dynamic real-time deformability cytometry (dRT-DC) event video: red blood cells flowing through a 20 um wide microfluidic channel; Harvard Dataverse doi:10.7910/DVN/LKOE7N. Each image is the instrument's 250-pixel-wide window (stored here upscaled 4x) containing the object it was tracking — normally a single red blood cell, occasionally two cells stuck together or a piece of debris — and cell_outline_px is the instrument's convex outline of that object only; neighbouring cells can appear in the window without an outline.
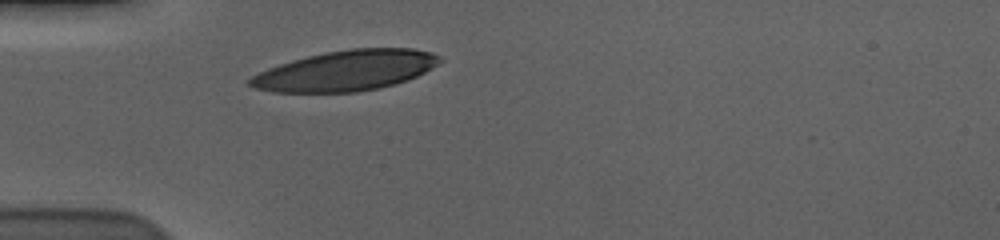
{"species": "human", "species_latin": "Homo sapiens", "temperature_condition": "cold", "stored_images_in_passage": 30, "camera_frame_rate_fps": 3000, "um_per_image_px": 0.085, "donor": {"sex": "male"}, "frame": {"image": 1, "passage_image": 1, "time_ms": 0.0, "image_size_px": [1000, 240], "cell_outline_px": [[444, 60], [432, 68], [408, 80], [396, 84], [380, 88], [356, 92], [272, 92], [256, 88], [248, 84], [248, 80], [252, 76], [268, 68], [292, 60], [324, 52], [352, 48], [412, 48], [432, 52], [440, 56]], "centroid_in_image_um": [29.43, 6.0], "position_along_channel_um": 55.6, "area_um2": 44.68}}
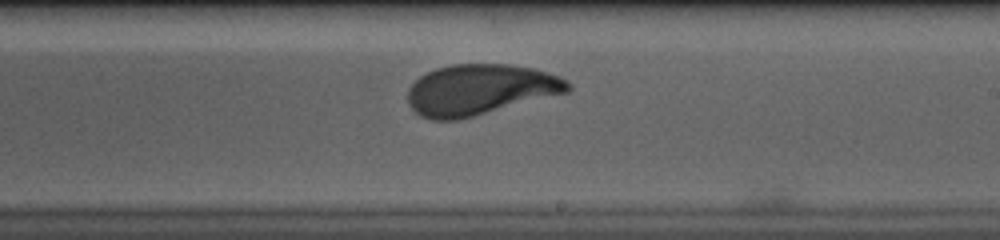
{"frame": {"image": 2, "passage_image": 18, "time_ms": 5.667, "image_size_px": [1000, 240], "cell_outline_px": [[572, 88], [568, 92], [456, 120], [432, 120], [420, 116], [408, 104], [408, 88], [420, 76], [436, 68], [452, 64], [512, 64], [532, 68], [560, 76], [568, 80], [572, 84]], "centroid_in_image_um": [40.81, 7.61], "position_along_channel_um": 248.2, "area_um2": 47.16}}
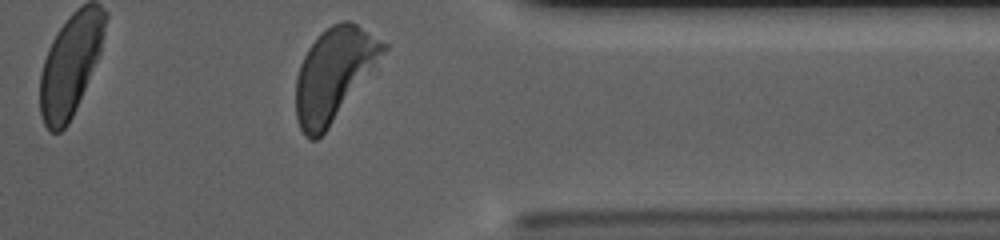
{"frame": {"image": 3, "passage_image": 30, "time_ms": 9.667, "image_size_px": [1000, 240], "cell_outline_px": [[388, 48], [328, 128], [316, 140], [308, 140], [304, 136], [296, 120], [296, 80], [300, 64], [308, 48], [316, 36], [320, 32], [332, 24], [344, 20], [348, 20], [356, 24], [388, 44]], "centroid_in_image_um": [28.34, 6.3], "position_along_channel_um": 383.1, "area_um2": 46.47}, "authors_computed_cell_mechanics": {"area_um2": 47.3093, "velocity_mm_per_s": 3.5671, "shape_relaxation_time_tau1_ms": 2.9503, "shape_relaxation_time_tau2_ms": 0.9828, "deformation_change_tau1": 0.1649, "deformation_change_tau2": 0.0746}}